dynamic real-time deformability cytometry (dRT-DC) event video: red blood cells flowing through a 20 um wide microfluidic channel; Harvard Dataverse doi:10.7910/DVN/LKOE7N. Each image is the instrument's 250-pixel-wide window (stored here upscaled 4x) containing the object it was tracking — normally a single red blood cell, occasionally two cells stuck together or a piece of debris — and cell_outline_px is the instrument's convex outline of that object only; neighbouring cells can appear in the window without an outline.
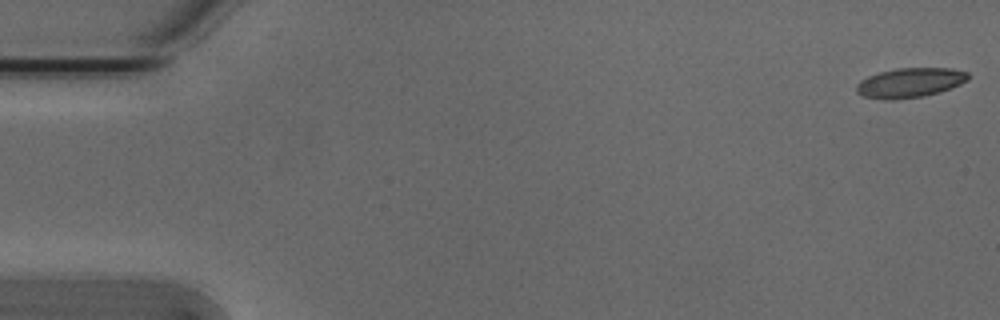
{"species": "Egyptian fruit bat (a non-hibernating species)", "species_latin": "Rousettus aegyptiacus", "temperature_condition": "cold", "stored_images_in_passage": 54, "camera_frame_rate_fps": 3000, "um_per_image_px": 0.085, "animal": {"sex": "male"}, "frame": {"image": 1, "passage_image": 1, "time_ms": 0.0, "image_size_px": [1000, 320], "cell_outline_px": [[968, 80], [960, 84], [940, 92], [924, 96], [892, 100], [884, 100], [864, 96], [856, 92], [856, 84], [860, 80], [868, 76], [880, 72], [896, 68], [952, 68], [968, 72]], "centroid_in_image_um": [77.33, 7.03], "position_along_channel_um": 7.7, "area_um2": 19.36}}
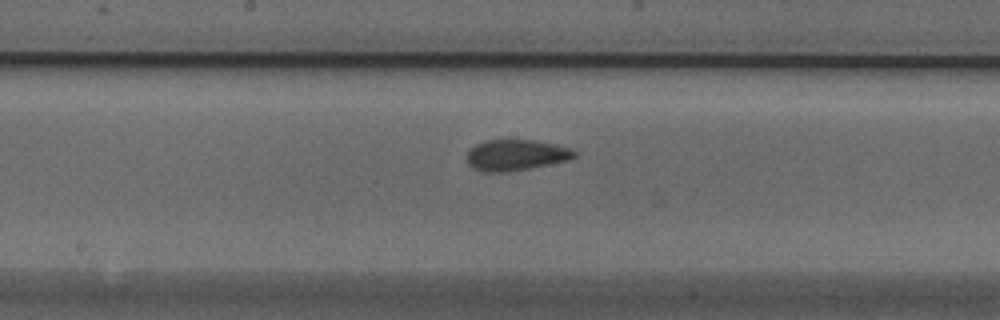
{"frame": {"image": 2, "passage_image": 28, "time_ms": 9.0, "image_size_px": [1000, 320], "cell_outline_px": [[576, 156], [568, 160], [508, 172], [484, 172], [472, 168], [468, 164], [468, 152], [476, 144], [484, 140], [536, 140], [556, 144], [572, 148], [576, 152]], "centroid_in_image_um": [43.86, 13.17], "position_along_channel_um": 204.3, "area_um2": 19.36}}
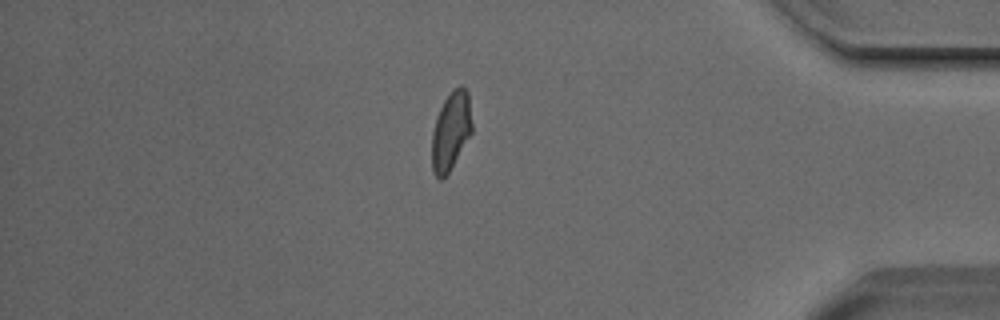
{"frame": {"image": 3, "passage_image": 46, "time_ms": 15.0, "image_size_px": [1000, 320], "cell_outline_px": [[472, 132], [448, 172], [440, 180], [432, 172], [432, 132], [436, 116], [444, 100], [452, 88], [460, 84], [468, 92], [472, 124]], "centroid_in_image_um": [38.32, 11.09], "position_along_channel_um": 396.9, "area_um2": 18.26}, "authors_computed_cell_mechanics": {"area_um2": 19.1318, "velocity_mm_per_s": 3.8033, "shape_relaxation_time_tau1_ms": 4.5097, "shape_relaxation_time_tau2_ms": 1.4029, "deformation_change_tau1": 0.1203, "deformation_change_tau2": 0.0704}}